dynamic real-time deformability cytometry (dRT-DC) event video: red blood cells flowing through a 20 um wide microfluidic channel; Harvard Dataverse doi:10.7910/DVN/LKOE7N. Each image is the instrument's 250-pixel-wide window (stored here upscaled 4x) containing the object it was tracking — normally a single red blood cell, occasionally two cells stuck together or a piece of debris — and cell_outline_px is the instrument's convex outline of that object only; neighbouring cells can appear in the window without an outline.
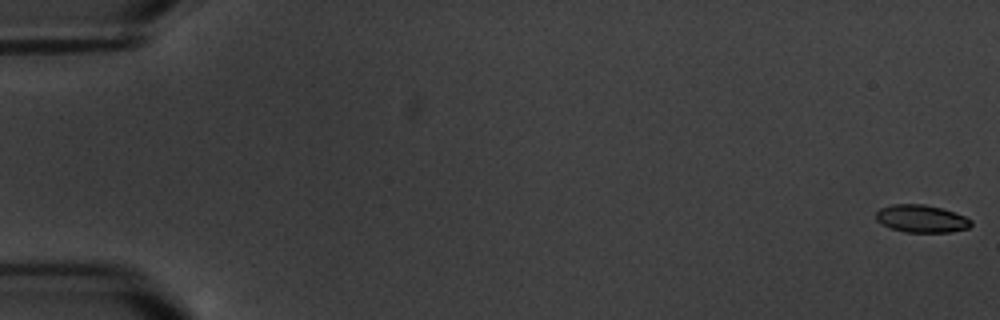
{"species": "common noctule bat (a hibernating species)", "species_latin": "Nyctalus noctula", "temperature_condition": "warm", "stored_images_in_passage": 5, "camera_frame_rate_fps": 3000, "um_per_image_px": 0.085, "animal": {"sex": "male", "body_mass_g": 20.1, "forearm_length_mm": 53.5}, "frame": {"image": 1, "passage_image": 1, "time_ms": 0.0, "image_size_px": [1000, 320], "cell_outline_px": [[972, 224], [968, 228], [952, 232], [904, 232], [880, 224], [876, 220], [876, 212], [880, 208], [892, 204], [924, 204], [940, 208], [964, 216], [972, 220]], "centroid_in_image_um": [78.3, 18.59], "position_along_channel_um": 6.7, "area_um2": 15.26}}